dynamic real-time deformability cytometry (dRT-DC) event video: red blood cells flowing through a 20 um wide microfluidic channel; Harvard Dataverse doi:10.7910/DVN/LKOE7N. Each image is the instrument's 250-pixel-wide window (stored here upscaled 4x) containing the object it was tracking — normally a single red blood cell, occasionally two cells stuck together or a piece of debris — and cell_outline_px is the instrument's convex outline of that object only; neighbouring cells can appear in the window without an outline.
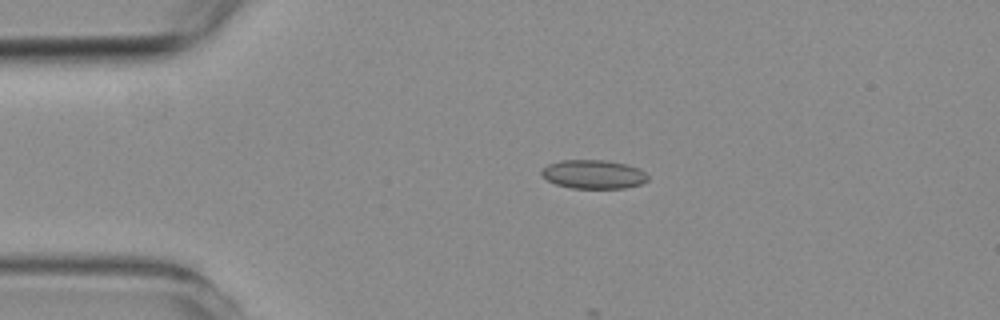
{"species": "common noctule bat (a hibernating species)", "species_latin": "Nyctalus noctula", "temperature_condition": "room temperature", "stored_images_in_passage": 4, "camera_frame_rate_fps": 3000, "um_per_image_px": 0.085, "animal": {"sex": "female", "body_mass_g": 19.3, "forearm_length_mm": 54.1}, "frame": {"image": 1, "passage_image": 1, "time_ms": 0.0, "image_size_px": [1000, 320], "cell_outline_px": [[648, 180], [640, 184], [624, 188], [572, 188], [556, 184], [548, 180], [540, 172], [548, 164], [560, 160], [604, 160], [624, 164], [636, 168], [644, 172], [648, 176]], "centroid_in_image_um": [50.43, 14.81], "position_along_channel_um": 34.6, "area_um2": 17.57}}